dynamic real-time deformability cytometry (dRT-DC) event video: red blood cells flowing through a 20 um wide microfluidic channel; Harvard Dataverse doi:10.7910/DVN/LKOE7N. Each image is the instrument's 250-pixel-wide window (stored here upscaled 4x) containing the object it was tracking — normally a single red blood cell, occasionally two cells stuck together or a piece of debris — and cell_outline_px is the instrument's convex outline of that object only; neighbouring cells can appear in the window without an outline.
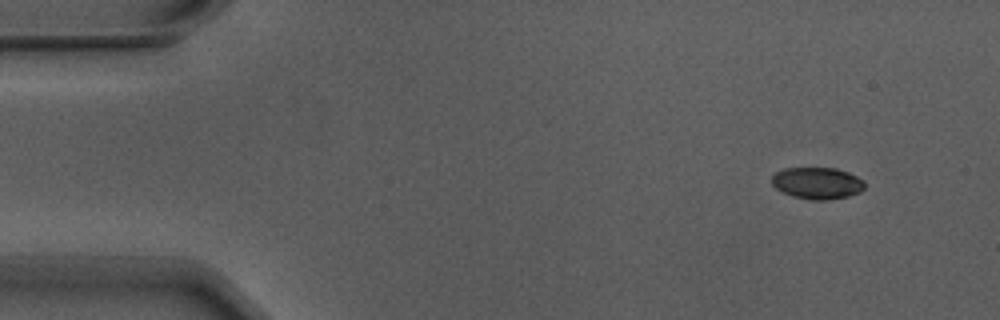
{"species": "Egyptian fruit bat (a non-hibernating species)", "species_latin": "Rousettus aegyptiacus", "temperature_condition": "warm", "stored_images_in_passage": 5, "camera_frame_rate_fps": 3000, "um_per_image_px": 0.085, "animal": {"sex": "male"}, "frame": {"image": 1, "passage_image": 2, "time_ms": 0.333, "image_size_px": [1000, 320], "cell_outline_px": [[864, 188], [860, 192], [848, 196], [824, 200], [812, 200], [792, 196], [776, 188], [772, 184], [772, 176], [776, 172], [784, 168], [836, 168], [848, 172], [864, 180]], "centroid_in_image_um": [69.47, 15.56], "position_along_channel_um": 15.5, "area_um2": 17.11}}
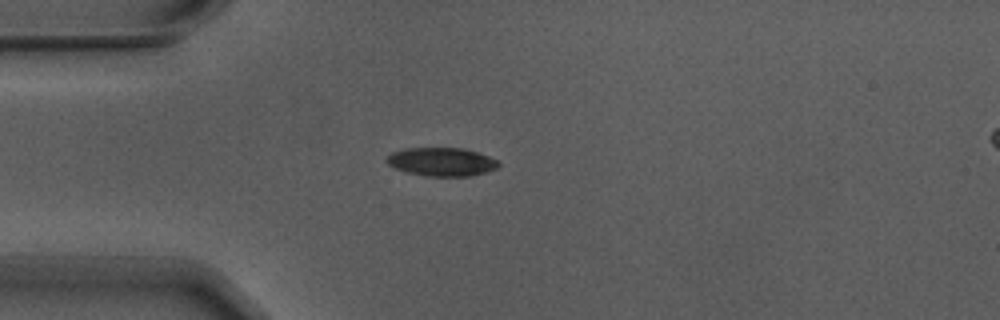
{"frame": {"image": 2, "passage_image": 4, "time_ms": 1.0, "image_size_px": [1000, 320], "cell_outline_px": [[500, 164], [496, 168], [472, 176], [424, 176], [408, 172], [396, 168], [388, 164], [384, 160], [392, 152], [404, 148], [464, 148], [488, 156], [496, 160]], "centroid_in_image_um": [37.51, 13.75], "position_along_channel_um": 47.5, "area_um2": 18.44}}